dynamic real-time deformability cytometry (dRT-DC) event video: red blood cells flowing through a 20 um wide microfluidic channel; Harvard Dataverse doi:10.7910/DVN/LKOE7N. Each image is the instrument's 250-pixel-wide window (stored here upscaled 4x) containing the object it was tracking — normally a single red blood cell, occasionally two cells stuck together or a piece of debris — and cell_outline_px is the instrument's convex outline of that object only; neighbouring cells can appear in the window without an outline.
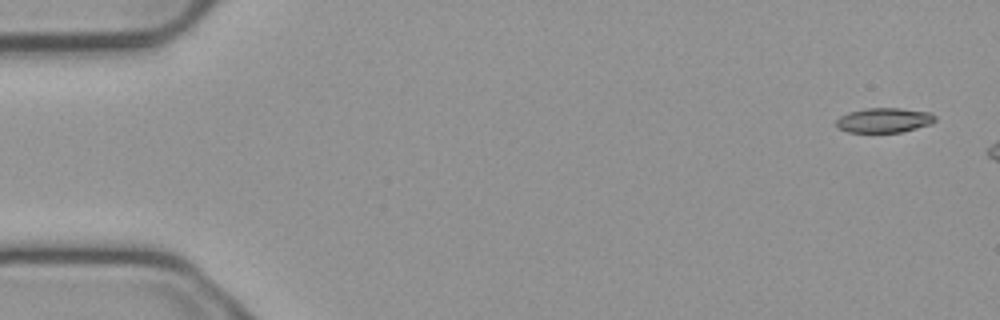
{"species": "common noctule bat (a hibernating species)", "species_latin": "Nyctalus noctula", "temperature_condition": "cold", "stored_images_in_passage": 3, "camera_frame_rate_fps": 3000, "um_per_image_px": 0.085, "animal": {"sex": "male", "body_mass_g": 23.1, "forearm_length_mm": 52.7}, "frame": {"image": 1, "passage_image": 1, "time_ms": 0.0, "image_size_px": [1000, 320], "cell_outline_px": [[936, 120], [932, 124], [900, 132], [848, 132], [836, 128], [836, 120], [840, 116], [848, 112], [864, 108], [900, 108], [932, 112], [936, 116]], "centroid_in_image_um": [75.15, 10.21], "position_along_channel_um": 9.8, "area_um2": 14.45}}